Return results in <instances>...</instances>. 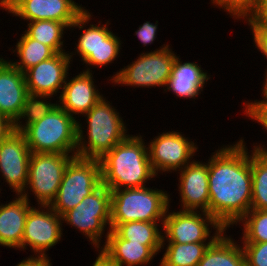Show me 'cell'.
<instances>
[{
	"label": "cell",
	"instance_id": "27",
	"mask_svg": "<svg viewBox=\"0 0 267 266\" xmlns=\"http://www.w3.org/2000/svg\"><path fill=\"white\" fill-rule=\"evenodd\" d=\"M211 243H168L159 266H197Z\"/></svg>",
	"mask_w": 267,
	"mask_h": 266
},
{
	"label": "cell",
	"instance_id": "9",
	"mask_svg": "<svg viewBox=\"0 0 267 266\" xmlns=\"http://www.w3.org/2000/svg\"><path fill=\"white\" fill-rule=\"evenodd\" d=\"M74 157L72 154L31 153L28 180L21 195L31 202L29 194H34L35 205L50 206L57 196L65 169Z\"/></svg>",
	"mask_w": 267,
	"mask_h": 266
},
{
	"label": "cell",
	"instance_id": "8",
	"mask_svg": "<svg viewBox=\"0 0 267 266\" xmlns=\"http://www.w3.org/2000/svg\"><path fill=\"white\" fill-rule=\"evenodd\" d=\"M102 184L100 161L75 156L67 165L50 207L62 216Z\"/></svg>",
	"mask_w": 267,
	"mask_h": 266
},
{
	"label": "cell",
	"instance_id": "36",
	"mask_svg": "<svg viewBox=\"0 0 267 266\" xmlns=\"http://www.w3.org/2000/svg\"><path fill=\"white\" fill-rule=\"evenodd\" d=\"M157 29H158V20L156 23H151L150 21H146L143 24L139 25V28L135 31V35L138 40L145 47L149 44H153L157 38Z\"/></svg>",
	"mask_w": 267,
	"mask_h": 266
},
{
	"label": "cell",
	"instance_id": "38",
	"mask_svg": "<svg viewBox=\"0 0 267 266\" xmlns=\"http://www.w3.org/2000/svg\"><path fill=\"white\" fill-rule=\"evenodd\" d=\"M15 266H52L50 257L30 255Z\"/></svg>",
	"mask_w": 267,
	"mask_h": 266
},
{
	"label": "cell",
	"instance_id": "32",
	"mask_svg": "<svg viewBox=\"0 0 267 266\" xmlns=\"http://www.w3.org/2000/svg\"><path fill=\"white\" fill-rule=\"evenodd\" d=\"M259 0H211V4H213L222 11L227 12L229 17L231 16L234 21L242 20L246 18L251 11L257 6Z\"/></svg>",
	"mask_w": 267,
	"mask_h": 266
},
{
	"label": "cell",
	"instance_id": "6",
	"mask_svg": "<svg viewBox=\"0 0 267 266\" xmlns=\"http://www.w3.org/2000/svg\"><path fill=\"white\" fill-rule=\"evenodd\" d=\"M172 50L169 44H163L153 51L140 53L135 61L109 76L107 83L133 88L163 87L165 91L177 56Z\"/></svg>",
	"mask_w": 267,
	"mask_h": 266
},
{
	"label": "cell",
	"instance_id": "14",
	"mask_svg": "<svg viewBox=\"0 0 267 266\" xmlns=\"http://www.w3.org/2000/svg\"><path fill=\"white\" fill-rule=\"evenodd\" d=\"M31 153L25 137L18 131H12L0 143V175L15 195H21L26 188ZM1 191L0 186V194Z\"/></svg>",
	"mask_w": 267,
	"mask_h": 266
},
{
	"label": "cell",
	"instance_id": "24",
	"mask_svg": "<svg viewBox=\"0 0 267 266\" xmlns=\"http://www.w3.org/2000/svg\"><path fill=\"white\" fill-rule=\"evenodd\" d=\"M253 143L251 152L252 203L251 209L267 210V147Z\"/></svg>",
	"mask_w": 267,
	"mask_h": 266
},
{
	"label": "cell",
	"instance_id": "21",
	"mask_svg": "<svg viewBox=\"0 0 267 266\" xmlns=\"http://www.w3.org/2000/svg\"><path fill=\"white\" fill-rule=\"evenodd\" d=\"M101 249L119 266H146L162 250V246H146L122 239L114 230H109Z\"/></svg>",
	"mask_w": 267,
	"mask_h": 266
},
{
	"label": "cell",
	"instance_id": "3",
	"mask_svg": "<svg viewBox=\"0 0 267 266\" xmlns=\"http://www.w3.org/2000/svg\"><path fill=\"white\" fill-rule=\"evenodd\" d=\"M82 117L87 123V132L83 130L81 120L78 121V157L99 160L129 135L123 117L105 96Z\"/></svg>",
	"mask_w": 267,
	"mask_h": 266
},
{
	"label": "cell",
	"instance_id": "41",
	"mask_svg": "<svg viewBox=\"0 0 267 266\" xmlns=\"http://www.w3.org/2000/svg\"><path fill=\"white\" fill-rule=\"evenodd\" d=\"M265 76H264V82H263V87L261 88L262 90V93L260 96H262V99L261 100H267V67L265 69Z\"/></svg>",
	"mask_w": 267,
	"mask_h": 266
},
{
	"label": "cell",
	"instance_id": "25",
	"mask_svg": "<svg viewBox=\"0 0 267 266\" xmlns=\"http://www.w3.org/2000/svg\"><path fill=\"white\" fill-rule=\"evenodd\" d=\"M16 46L11 53L19 59L9 60L21 72L38 65L46 59L53 57L56 52L49 46L42 44L36 39L30 38L25 32L17 40Z\"/></svg>",
	"mask_w": 267,
	"mask_h": 266
},
{
	"label": "cell",
	"instance_id": "29",
	"mask_svg": "<svg viewBox=\"0 0 267 266\" xmlns=\"http://www.w3.org/2000/svg\"><path fill=\"white\" fill-rule=\"evenodd\" d=\"M51 99L52 96L49 95L29 93L24 101L20 116L13 123V131L21 132L26 126L49 114L58 104L57 100L52 103Z\"/></svg>",
	"mask_w": 267,
	"mask_h": 266
},
{
	"label": "cell",
	"instance_id": "5",
	"mask_svg": "<svg viewBox=\"0 0 267 266\" xmlns=\"http://www.w3.org/2000/svg\"><path fill=\"white\" fill-rule=\"evenodd\" d=\"M171 200L167 191L150 186L112 190L110 229L132 221L163 222Z\"/></svg>",
	"mask_w": 267,
	"mask_h": 266
},
{
	"label": "cell",
	"instance_id": "35",
	"mask_svg": "<svg viewBox=\"0 0 267 266\" xmlns=\"http://www.w3.org/2000/svg\"><path fill=\"white\" fill-rule=\"evenodd\" d=\"M250 26L255 48L267 58V24L246 23Z\"/></svg>",
	"mask_w": 267,
	"mask_h": 266
},
{
	"label": "cell",
	"instance_id": "37",
	"mask_svg": "<svg viewBox=\"0 0 267 266\" xmlns=\"http://www.w3.org/2000/svg\"><path fill=\"white\" fill-rule=\"evenodd\" d=\"M243 20L245 23L267 24V0H259L257 6Z\"/></svg>",
	"mask_w": 267,
	"mask_h": 266
},
{
	"label": "cell",
	"instance_id": "26",
	"mask_svg": "<svg viewBox=\"0 0 267 266\" xmlns=\"http://www.w3.org/2000/svg\"><path fill=\"white\" fill-rule=\"evenodd\" d=\"M162 226L163 222L132 221L119 224L114 231L122 239L128 240L131 243H141L146 246H162Z\"/></svg>",
	"mask_w": 267,
	"mask_h": 266
},
{
	"label": "cell",
	"instance_id": "18",
	"mask_svg": "<svg viewBox=\"0 0 267 266\" xmlns=\"http://www.w3.org/2000/svg\"><path fill=\"white\" fill-rule=\"evenodd\" d=\"M28 94L24 73L2 57L0 59V113L14 123L21 114Z\"/></svg>",
	"mask_w": 267,
	"mask_h": 266
},
{
	"label": "cell",
	"instance_id": "17",
	"mask_svg": "<svg viewBox=\"0 0 267 266\" xmlns=\"http://www.w3.org/2000/svg\"><path fill=\"white\" fill-rule=\"evenodd\" d=\"M68 74L63 86L61 95H58V105L68 114L77 119L76 115L83 116L87 113L104 95L95 85L92 72L80 71L72 79ZM94 80V81H93ZM98 88V89H97Z\"/></svg>",
	"mask_w": 267,
	"mask_h": 266
},
{
	"label": "cell",
	"instance_id": "34",
	"mask_svg": "<svg viewBox=\"0 0 267 266\" xmlns=\"http://www.w3.org/2000/svg\"><path fill=\"white\" fill-rule=\"evenodd\" d=\"M246 266H267V242L241 243Z\"/></svg>",
	"mask_w": 267,
	"mask_h": 266
},
{
	"label": "cell",
	"instance_id": "19",
	"mask_svg": "<svg viewBox=\"0 0 267 266\" xmlns=\"http://www.w3.org/2000/svg\"><path fill=\"white\" fill-rule=\"evenodd\" d=\"M180 56H176L164 92L172 91V94L182 99L198 98L203 93L205 83L211 75L203 70L196 61H181Z\"/></svg>",
	"mask_w": 267,
	"mask_h": 266
},
{
	"label": "cell",
	"instance_id": "40",
	"mask_svg": "<svg viewBox=\"0 0 267 266\" xmlns=\"http://www.w3.org/2000/svg\"><path fill=\"white\" fill-rule=\"evenodd\" d=\"M95 251L98 252V255L92 266H119L101 248H98Z\"/></svg>",
	"mask_w": 267,
	"mask_h": 266
},
{
	"label": "cell",
	"instance_id": "33",
	"mask_svg": "<svg viewBox=\"0 0 267 266\" xmlns=\"http://www.w3.org/2000/svg\"><path fill=\"white\" fill-rule=\"evenodd\" d=\"M244 115L251 119L253 122H257L263 127L264 132H267V100H250L243 101Z\"/></svg>",
	"mask_w": 267,
	"mask_h": 266
},
{
	"label": "cell",
	"instance_id": "1",
	"mask_svg": "<svg viewBox=\"0 0 267 266\" xmlns=\"http://www.w3.org/2000/svg\"><path fill=\"white\" fill-rule=\"evenodd\" d=\"M226 144L208 159L210 214L225 230L236 225L251 209V153L241 137Z\"/></svg>",
	"mask_w": 267,
	"mask_h": 266
},
{
	"label": "cell",
	"instance_id": "16",
	"mask_svg": "<svg viewBox=\"0 0 267 266\" xmlns=\"http://www.w3.org/2000/svg\"><path fill=\"white\" fill-rule=\"evenodd\" d=\"M193 160L179 174L178 191L180 210L205 211L208 213L209 186L208 160L206 162Z\"/></svg>",
	"mask_w": 267,
	"mask_h": 266
},
{
	"label": "cell",
	"instance_id": "2",
	"mask_svg": "<svg viewBox=\"0 0 267 266\" xmlns=\"http://www.w3.org/2000/svg\"><path fill=\"white\" fill-rule=\"evenodd\" d=\"M99 161L102 184L111 191L146 187L147 181L158 177L151 168L147 142L140 133L129 134Z\"/></svg>",
	"mask_w": 267,
	"mask_h": 266
},
{
	"label": "cell",
	"instance_id": "31",
	"mask_svg": "<svg viewBox=\"0 0 267 266\" xmlns=\"http://www.w3.org/2000/svg\"><path fill=\"white\" fill-rule=\"evenodd\" d=\"M122 41L120 37L112 33L101 42L97 51L92 52L84 61L82 65H85L87 68L82 70L86 72H92V68H103L109 64L114 63L116 58L120 57V50L122 49ZM89 66V67H88ZM92 67V68H91Z\"/></svg>",
	"mask_w": 267,
	"mask_h": 266
},
{
	"label": "cell",
	"instance_id": "20",
	"mask_svg": "<svg viewBox=\"0 0 267 266\" xmlns=\"http://www.w3.org/2000/svg\"><path fill=\"white\" fill-rule=\"evenodd\" d=\"M8 202V203H7ZM22 195L10 202H0V245L22 251V237L27 214L33 207Z\"/></svg>",
	"mask_w": 267,
	"mask_h": 266
},
{
	"label": "cell",
	"instance_id": "28",
	"mask_svg": "<svg viewBox=\"0 0 267 266\" xmlns=\"http://www.w3.org/2000/svg\"><path fill=\"white\" fill-rule=\"evenodd\" d=\"M67 30L69 27L63 22L38 20L28 22L27 29L23 32L30 38L51 47L56 53H61L66 51L63 47L65 46L63 37Z\"/></svg>",
	"mask_w": 267,
	"mask_h": 266
},
{
	"label": "cell",
	"instance_id": "10",
	"mask_svg": "<svg viewBox=\"0 0 267 266\" xmlns=\"http://www.w3.org/2000/svg\"><path fill=\"white\" fill-rule=\"evenodd\" d=\"M170 208L169 206L162 226L163 250L167 243H212L225 230L205 211H171Z\"/></svg>",
	"mask_w": 267,
	"mask_h": 266
},
{
	"label": "cell",
	"instance_id": "39",
	"mask_svg": "<svg viewBox=\"0 0 267 266\" xmlns=\"http://www.w3.org/2000/svg\"><path fill=\"white\" fill-rule=\"evenodd\" d=\"M13 131V122L0 113V143Z\"/></svg>",
	"mask_w": 267,
	"mask_h": 266
},
{
	"label": "cell",
	"instance_id": "13",
	"mask_svg": "<svg viewBox=\"0 0 267 266\" xmlns=\"http://www.w3.org/2000/svg\"><path fill=\"white\" fill-rule=\"evenodd\" d=\"M25 22L52 20L70 27L86 10L74 0H0V9Z\"/></svg>",
	"mask_w": 267,
	"mask_h": 266
},
{
	"label": "cell",
	"instance_id": "23",
	"mask_svg": "<svg viewBox=\"0 0 267 266\" xmlns=\"http://www.w3.org/2000/svg\"><path fill=\"white\" fill-rule=\"evenodd\" d=\"M226 232L224 230L210 244L197 266H246L241 243L228 236Z\"/></svg>",
	"mask_w": 267,
	"mask_h": 266
},
{
	"label": "cell",
	"instance_id": "22",
	"mask_svg": "<svg viewBox=\"0 0 267 266\" xmlns=\"http://www.w3.org/2000/svg\"><path fill=\"white\" fill-rule=\"evenodd\" d=\"M92 16L93 14L90 12V10L86 9L69 27V29L72 28V30L76 28L82 30L77 43L75 42L74 52L72 51L68 53L72 62L75 55L81 58V61L83 62L92 52L97 51L101 42L112 33V30L108 28L109 24H111L110 21L107 20L104 25L102 24V21L99 20L96 25L95 23L93 24V22H91V20H93ZM87 25L89 27H87Z\"/></svg>",
	"mask_w": 267,
	"mask_h": 266
},
{
	"label": "cell",
	"instance_id": "7",
	"mask_svg": "<svg viewBox=\"0 0 267 266\" xmlns=\"http://www.w3.org/2000/svg\"><path fill=\"white\" fill-rule=\"evenodd\" d=\"M61 217L62 223H66L82 233L91 242L93 248H101V245L107 240L110 230L111 190L101 184L82 202ZM104 235L105 240L103 241Z\"/></svg>",
	"mask_w": 267,
	"mask_h": 266
},
{
	"label": "cell",
	"instance_id": "15",
	"mask_svg": "<svg viewBox=\"0 0 267 266\" xmlns=\"http://www.w3.org/2000/svg\"><path fill=\"white\" fill-rule=\"evenodd\" d=\"M69 51L56 53L53 57L40 62L24 72L25 83L30 94L57 96L62 93L73 64ZM61 92H60V91Z\"/></svg>",
	"mask_w": 267,
	"mask_h": 266
},
{
	"label": "cell",
	"instance_id": "4",
	"mask_svg": "<svg viewBox=\"0 0 267 266\" xmlns=\"http://www.w3.org/2000/svg\"><path fill=\"white\" fill-rule=\"evenodd\" d=\"M78 120L58 104L52 111L30 125L21 133L32 153H77Z\"/></svg>",
	"mask_w": 267,
	"mask_h": 266
},
{
	"label": "cell",
	"instance_id": "12",
	"mask_svg": "<svg viewBox=\"0 0 267 266\" xmlns=\"http://www.w3.org/2000/svg\"><path fill=\"white\" fill-rule=\"evenodd\" d=\"M62 225V217L50 206H33L25 221L22 251L29 247L32 255L48 257L46 251L63 240Z\"/></svg>",
	"mask_w": 267,
	"mask_h": 266
},
{
	"label": "cell",
	"instance_id": "30",
	"mask_svg": "<svg viewBox=\"0 0 267 266\" xmlns=\"http://www.w3.org/2000/svg\"><path fill=\"white\" fill-rule=\"evenodd\" d=\"M240 224L243 226L240 243L267 242V210L250 209L235 226Z\"/></svg>",
	"mask_w": 267,
	"mask_h": 266
},
{
	"label": "cell",
	"instance_id": "11",
	"mask_svg": "<svg viewBox=\"0 0 267 266\" xmlns=\"http://www.w3.org/2000/svg\"><path fill=\"white\" fill-rule=\"evenodd\" d=\"M158 134L147 144L151 168L156 176L161 173L166 175V172L176 173L194 160L199 147L181 131Z\"/></svg>",
	"mask_w": 267,
	"mask_h": 266
}]
</instances>
